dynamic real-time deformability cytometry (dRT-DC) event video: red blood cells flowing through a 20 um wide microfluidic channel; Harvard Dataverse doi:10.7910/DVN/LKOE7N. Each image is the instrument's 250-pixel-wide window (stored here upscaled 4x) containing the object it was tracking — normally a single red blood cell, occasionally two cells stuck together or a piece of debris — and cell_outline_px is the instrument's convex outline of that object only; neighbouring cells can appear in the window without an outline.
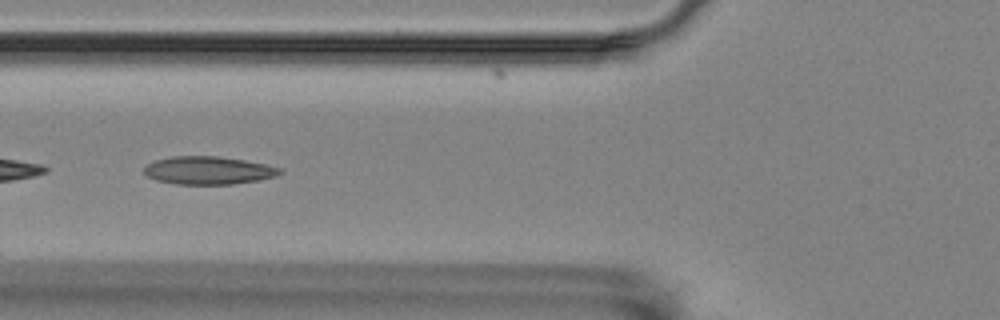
{"species": "Egyptian fruit bat (a non-hibernating species)", "species_latin": "Rousettus aegyptiacus", "temperature_condition": "room temperature", "stored_images_in_passage": 12, "camera_frame_rate_fps": 3000, "um_per_image_px": 0.085, "animal": {"sex": "female"}, "frame": {"image": 1, "passage_image": 7, "time_ms": 2.0, "image_size_px": [1000, 320], "cell_outline_px": [[284, 172], [276, 176], [260, 180], [232, 184], [176, 184], [156, 180], [148, 176], [144, 172], [144, 168], [148, 164], [156, 160], [172, 156], [216, 156], [244, 160], [264, 164], [280, 168]], "centroid_in_image_um": [17.72, 14.49], "position_along_channel_um": 108.1, "area_um2": 22.02}}
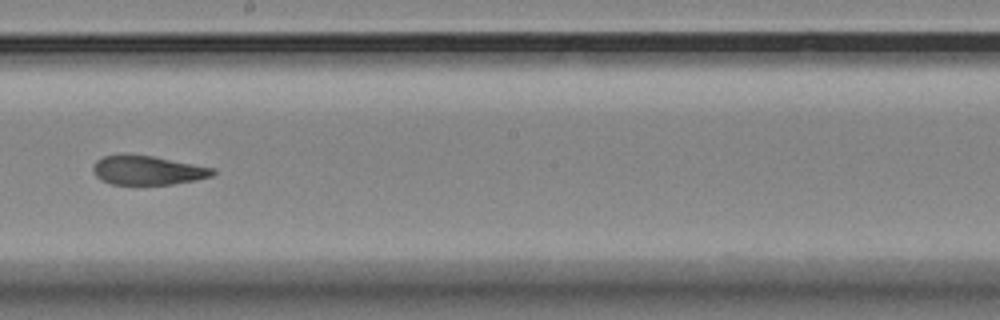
{"frame": {"image": 2, "passage_image": 10, "time_ms": 3.0, "image_size_px": [1000, 320], "cell_outline_px": [[216, 172], [212, 176], [196, 180], [172, 184], [112, 184], [96, 176], [92, 168], [96, 160], [104, 156], [152, 156], [212, 168]], "centroid_in_image_um": [12.56, 14.49], "position_along_channel_um": 235.6, "area_um2": 19.59}}
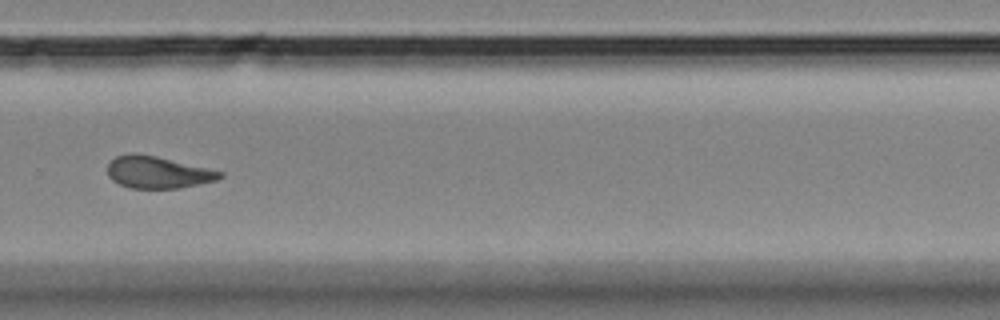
{"frame": {"image": 3, "passage_image": 12, "time_ms": 3.667, "image_size_px": [1000, 320], "cell_outline_px": [[224, 176], [216, 180], [180, 188], [128, 188], [112, 180], [108, 176], [108, 164], [116, 156], [132, 152], [136, 152], [156, 156], [224, 172]], "centroid_in_image_um": [13.39, 14.64], "position_along_channel_um": 316.4, "area_um2": 20.92}}